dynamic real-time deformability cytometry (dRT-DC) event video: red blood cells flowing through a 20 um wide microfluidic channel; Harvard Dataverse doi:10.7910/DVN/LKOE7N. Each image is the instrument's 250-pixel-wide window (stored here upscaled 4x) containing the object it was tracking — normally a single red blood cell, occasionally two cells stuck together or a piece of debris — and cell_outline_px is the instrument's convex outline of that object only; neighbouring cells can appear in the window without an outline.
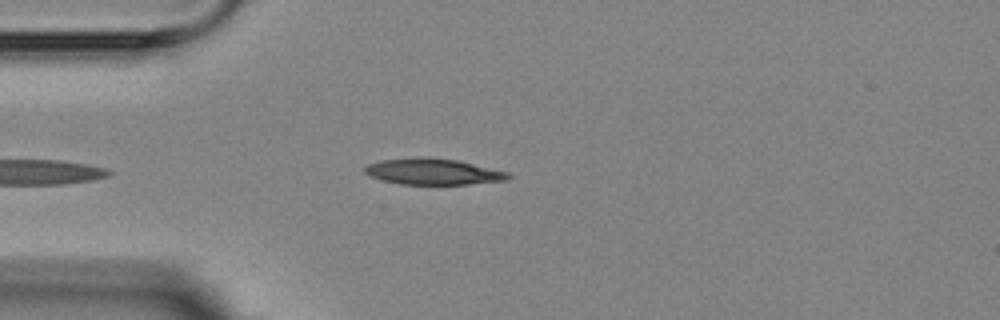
{"species": "Egyptian fruit bat (a non-hibernating species)", "species_latin": "Rousettus aegyptiacus", "temperature_condition": "room temperature", "stored_images_in_passage": 6, "camera_frame_rate_fps": 3000, "um_per_image_px": 0.085, "animal": {"sex": "female"}, "frame": {"image": 1, "passage_image": 5, "time_ms": 4.667, "image_size_px": [1000, 320], "cell_outline_px": [[512, 176], [508, 180], [468, 184], [400, 184], [368, 176], [364, 172], [364, 168], [368, 164], [384, 160], [456, 160], [508, 172]], "centroid_in_image_um": [36.86, 14.64], "position_along_channel_um": 48.1, "area_um2": 20.63}}